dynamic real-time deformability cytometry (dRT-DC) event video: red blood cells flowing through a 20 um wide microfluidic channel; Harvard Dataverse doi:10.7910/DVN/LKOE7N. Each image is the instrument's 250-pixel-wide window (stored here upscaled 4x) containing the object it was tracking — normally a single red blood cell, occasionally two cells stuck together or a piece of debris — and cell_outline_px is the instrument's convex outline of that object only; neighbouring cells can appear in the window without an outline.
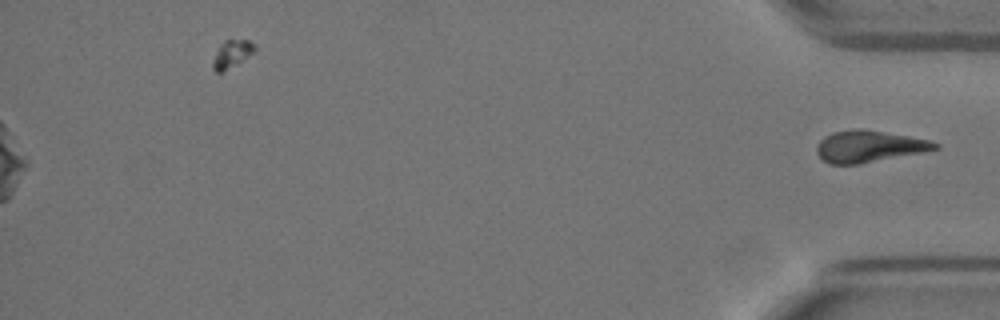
{"species": "Egyptian fruit bat (a non-hibernating species)", "species_latin": "Rousettus aegyptiacus", "temperature_condition": "warm", "stored_images_in_passage": 49, "segment_of_instrument_passage": [2, 2], "camera_frame_rate_fps": 3000, "um_per_image_px": 0.085, "animal": {"sex": "female"}, "frame": {"image": 1, "passage_image": 49, "time_ms": 16.0, "image_size_px": [1000, 320], "cell_outline_px": [[940, 148], [920, 152], [856, 164], [828, 164], [816, 152], [816, 148], [820, 140], [824, 136], [832, 132], [856, 128], [864, 128], [908, 136], [928, 140], [940, 144]], "centroid_in_image_um": [73.82, 12.42], "position_along_channel_um": 361.4, "area_um2": 21.56}}